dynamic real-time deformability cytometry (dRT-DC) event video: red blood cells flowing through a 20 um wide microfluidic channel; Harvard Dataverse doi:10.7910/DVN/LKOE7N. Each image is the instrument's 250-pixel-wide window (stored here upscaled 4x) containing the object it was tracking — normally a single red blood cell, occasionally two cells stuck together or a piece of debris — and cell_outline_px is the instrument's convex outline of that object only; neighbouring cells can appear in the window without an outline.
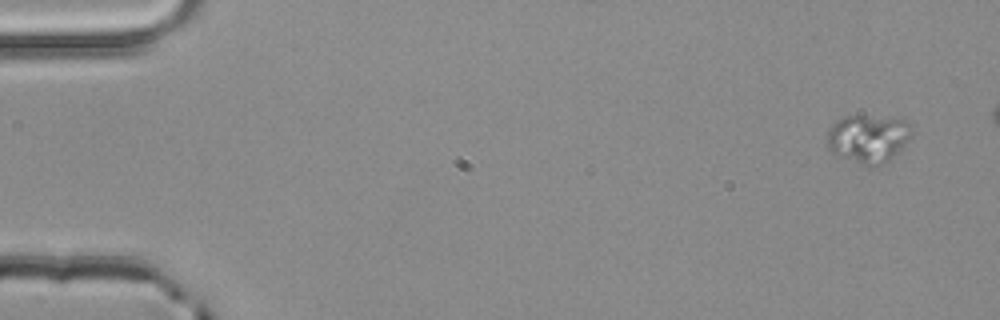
{"species": "common noctule bat (a hibernating species)", "species_latin": "Nyctalus noctula", "temperature_condition": "room temperature", "stored_images_in_passage": 3, "segment_of_instrument_passage": [1, 2], "camera_frame_rate_fps": 3000, "um_per_image_px": 0.085, "animal": {"sex": "male", "body_mass_g": 20.4}, "frame": {"image": 1, "passage_image": 1, "time_ms": 0.0, "image_size_px": [1000, 320], "cell_outline_px": [[912, 132], [900, 152], [884, 164], [876, 168], [840, 156], [832, 152], [828, 148], [828, 132], [832, 124], [836, 120], [844, 116], [864, 116], [904, 120], [912, 124]], "centroid_in_image_um": [73.82, 11.79], "position_along_channel_um": 11.2, "area_um2": 23.58}}